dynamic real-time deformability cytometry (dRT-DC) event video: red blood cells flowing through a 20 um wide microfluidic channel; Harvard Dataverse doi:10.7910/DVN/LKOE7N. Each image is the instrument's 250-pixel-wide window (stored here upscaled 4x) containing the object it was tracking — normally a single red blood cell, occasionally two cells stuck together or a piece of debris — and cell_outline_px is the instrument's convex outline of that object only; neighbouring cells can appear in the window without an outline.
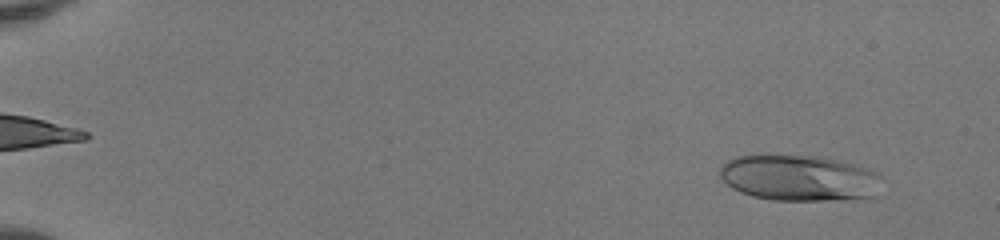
{"species": "human", "species_latin": "Homo sapiens", "temperature_condition": "room temperature", "stored_images_in_passage": 50, "camera_frame_rate_fps": 3000, "um_per_image_px": 0.085, "donor": {"sex": "female"}, "frame": {"image": 1, "passage_image": 4, "time_ms": 1.0, "image_size_px": [1000, 240], "cell_outline_px": [[880, 176], [876, 196], [868, 200], [772, 200], [752, 196], [740, 192], [732, 188], [720, 176], [720, 168], [728, 160], [736, 156], [816, 156], [836, 160], [852, 164], [880, 172]], "centroid_in_image_um": [67.99, 15.16], "position_along_channel_um": 17.0, "area_um2": 43.41}}
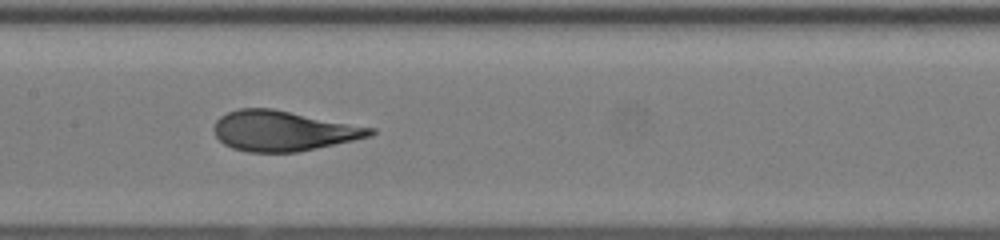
{"frame": {"image": 2, "passage_image": 27, "time_ms": 8.667, "image_size_px": [1000, 240], "cell_outline_px": [[376, 132], [372, 136], [316, 148], [296, 152], [248, 152], [232, 148], [224, 144], [216, 136], [212, 128], [216, 120], [220, 116], [228, 112], [240, 108], [272, 108], [376, 128]], "centroid_in_image_um": [24.07, 11.12], "position_along_channel_um": 183.3, "area_um2": 36.65}}
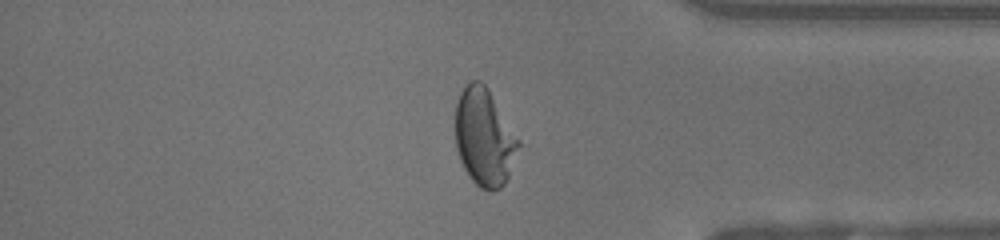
{"frame": {"image": 3, "passage_image": 43, "time_ms": 14.0, "image_size_px": [1000, 240], "cell_outline_px": [[520, 144], [508, 176], [504, 184], [500, 188], [492, 192], [480, 188], [472, 180], [464, 168], [460, 160], [456, 148], [456, 104], [460, 92], [472, 80], [480, 80], [488, 88], [520, 140]], "centroid_in_image_um": [41.17, 11.67], "position_along_channel_um": 394.0, "area_um2": 35.66}, "authors_computed_cell_mechanics": {"area_um2": 37.4255, "velocity_mm_per_s": 4.1695, "shape_relaxation_time_tau1_ms": 5.993, "shape_relaxation_time_tau2_ms": null, "deformation_change_tau1": 0.2776, "deformation_change_tau2": null}}